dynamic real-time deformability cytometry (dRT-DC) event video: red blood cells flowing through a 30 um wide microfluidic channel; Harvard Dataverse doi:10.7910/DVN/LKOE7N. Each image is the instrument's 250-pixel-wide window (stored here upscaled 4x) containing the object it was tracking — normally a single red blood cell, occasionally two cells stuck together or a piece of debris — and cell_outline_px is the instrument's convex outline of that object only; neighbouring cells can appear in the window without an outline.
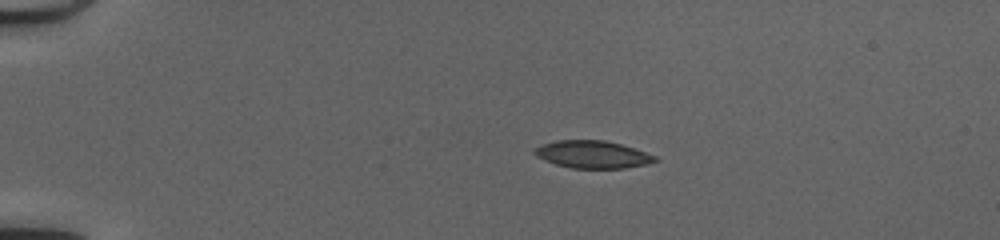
{"species": "common noctule bat (a hibernating species)", "species_latin": "Nyctalus noctula", "temperature_condition": "cold", "stored_images_in_passage": 40, "camera_frame_rate_fps": 3000, "um_per_image_px": 0.085, "animal": {"sex": "female", "body_mass_g": 20.0, "forearm_length_mm": 54.0}, "frame": {"image": 1, "passage_image": 1, "time_ms": 0.0, "image_size_px": [1000, 240], "cell_outline_px": [[660, 160], [648, 164], [624, 168], [572, 168], [556, 164], [544, 160], [536, 156], [532, 152], [532, 148], [556, 140], [604, 140], [620, 144], [656, 156]], "centroid_in_image_um": [50.34, 13.13], "position_along_channel_um": 34.7, "area_um2": 19.25}}
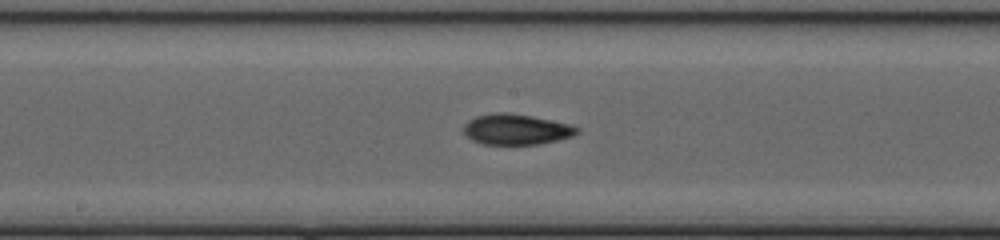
{"frame": {"image": 2, "passage_image": 18, "time_ms": 5.667, "image_size_px": [1000, 240], "cell_outline_px": [[580, 132], [572, 136], [540, 144], [484, 144], [472, 140], [464, 132], [464, 124], [468, 120], [476, 116], [496, 112], [508, 112], [532, 116], [572, 124], [580, 128]], "centroid_in_image_um": [43.9, 10.98], "position_along_channel_um": 204.3, "area_um2": 20.29}}
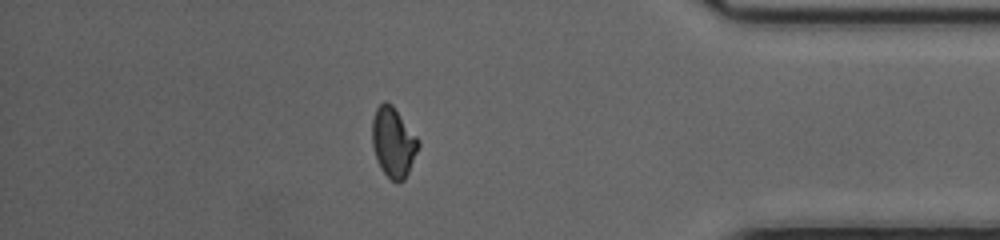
{"frame": {"image": 3, "passage_image": 34, "time_ms": 11.0, "image_size_px": [1000, 240], "cell_outline_px": [[420, 144], [408, 172], [404, 180], [396, 184], [380, 168], [376, 160], [372, 144], [372, 120], [376, 108], [384, 100], [392, 104], [420, 140]], "centroid_in_image_um": [33.42, 12.08], "position_along_channel_um": 401.8, "area_um2": 18.9}, "authors_computed_cell_mechanics": {"area_um2": 19.3052, "velocity_mm_per_s": 4.19, "shape_relaxation_time_tau1_ms": null, "shape_relaxation_time_tau2_ms": 1.7265, "deformation_change_tau1": null, "deformation_change_tau2": 0.0549}}